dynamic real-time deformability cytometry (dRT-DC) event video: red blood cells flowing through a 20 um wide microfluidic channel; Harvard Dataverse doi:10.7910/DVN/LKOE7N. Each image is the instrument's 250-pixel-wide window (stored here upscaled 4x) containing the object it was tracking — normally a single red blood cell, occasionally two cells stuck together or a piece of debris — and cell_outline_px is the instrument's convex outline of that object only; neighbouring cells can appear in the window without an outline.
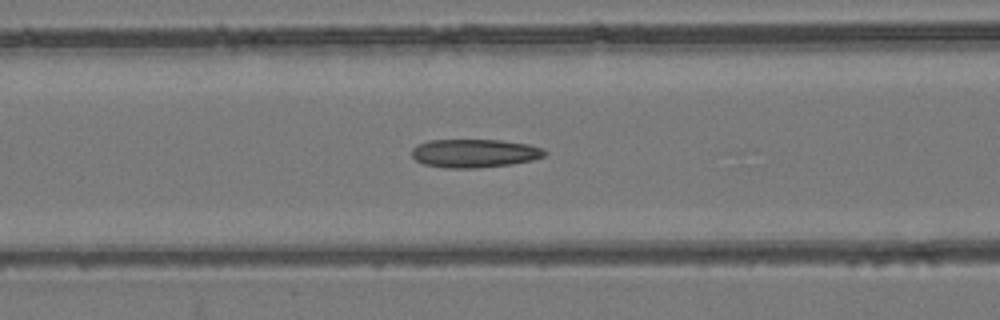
{"species": "common noctule bat (a hibernating species)", "species_latin": "Nyctalus noctula", "temperature_condition": "room temperature", "stored_images_in_passage": 48, "camera_frame_rate_fps": 3000, "um_per_image_px": 0.085, "animal": {"sex": "female", "body_mass_g": 24.6, "forearm_length_mm": 56.2}, "frame": {"image": 1, "passage_image": 23, "time_ms": 7.333, "image_size_px": [1000, 320], "cell_outline_px": [[548, 152], [544, 156], [532, 160], [512, 164], [476, 168], [444, 168], [424, 164], [416, 160], [412, 156], [412, 148], [416, 144], [428, 140], [500, 140], [528, 144], [544, 148]], "centroid_in_image_um": [40.33, 13.02], "position_along_channel_um": 126.3, "area_um2": 22.2}}
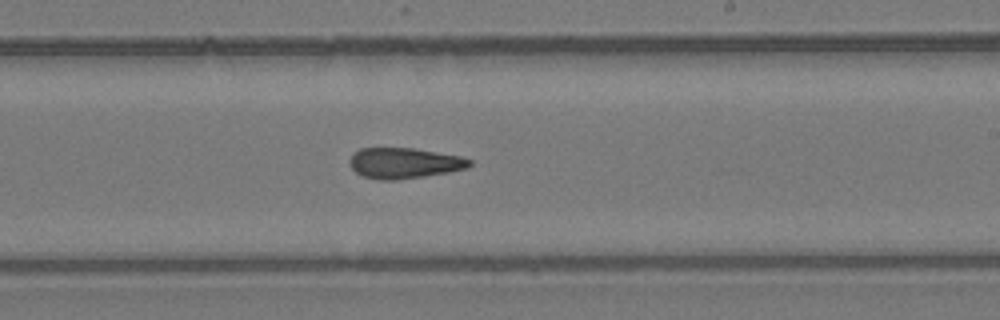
{"frame": {"image": 2, "passage_image": 33, "time_ms": 10.667, "image_size_px": [1000, 320], "cell_outline_px": [[472, 164], [468, 168], [448, 172], [424, 176], [396, 180], [380, 180], [364, 176], [356, 172], [348, 164], [348, 160], [352, 152], [360, 148], [412, 148], [460, 156], [472, 160]], "centroid_in_image_um": [34.32, 13.86], "position_along_channel_um": 254.7, "area_um2": 21.5}}
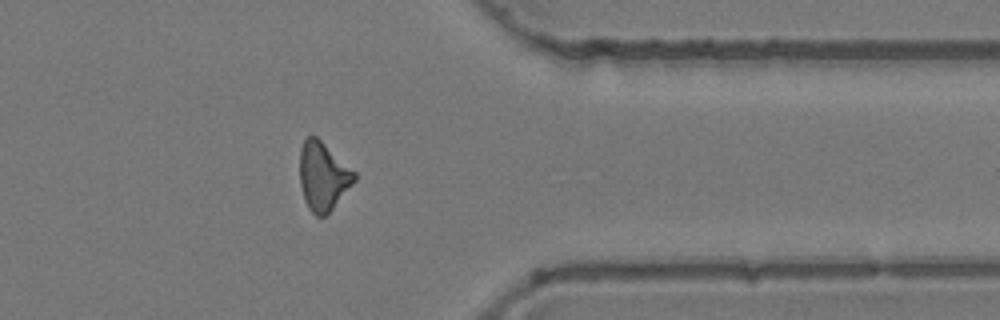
{"frame": {"image": 3, "passage_image": 44, "time_ms": 14.333, "image_size_px": [1000, 320], "cell_outline_px": [[356, 180], [332, 208], [324, 216], [316, 216], [308, 208], [304, 200], [300, 184], [300, 148], [304, 140], [308, 136], [316, 136], [356, 172]], "centroid_in_image_um": [27.45, 14.97], "position_along_channel_um": 384.0, "area_um2": 21.56}, "authors_computed_cell_mechanics": {"area_um2": 22.2819, "velocity_mm_per_s": 3.8594, "shape_relaxation_time_tau1_ms": null, "shape_relaxation_time_tau2_ms": 5.7982, "deformation_change_tau1": null, "deformation_change_tau2": 0.177}}